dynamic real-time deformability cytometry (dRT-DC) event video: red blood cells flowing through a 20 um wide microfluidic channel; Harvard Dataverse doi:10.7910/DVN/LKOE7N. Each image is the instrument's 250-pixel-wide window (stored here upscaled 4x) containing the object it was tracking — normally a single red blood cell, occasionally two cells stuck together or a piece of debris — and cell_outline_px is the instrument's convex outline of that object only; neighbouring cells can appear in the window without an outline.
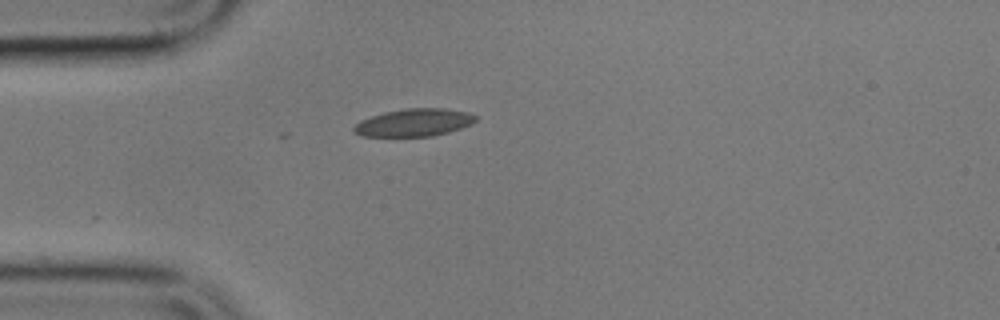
{"species": "common noctule bat (a hibernating species)", "species_latin": "Nyctalus noctula", "temperature_condition": "cold", "stored_images_in_passage": 2, "camera_frame_rate_fps": 3000, "um_per_image_px": 0.085, "animal": {"sex": "male", "body_mass_g": 17.9}, "frame": {"image": 1, "passage_image": 1, "time_ms": 0.0, "image_size_px": [1000, 320], "cell_outline_px": [[476, 120], [472, 124], [448, 132], [432, 136], [360, 136], [352, 132], [352, 128], [360, 120], [384, 112], [404, 108], [444, 108], [468, 112], [476, 116]], "centroid_in_image_um": [35.17, 10.41], "position_along_channel_um": 49.8, "area_um2": 19.65}}